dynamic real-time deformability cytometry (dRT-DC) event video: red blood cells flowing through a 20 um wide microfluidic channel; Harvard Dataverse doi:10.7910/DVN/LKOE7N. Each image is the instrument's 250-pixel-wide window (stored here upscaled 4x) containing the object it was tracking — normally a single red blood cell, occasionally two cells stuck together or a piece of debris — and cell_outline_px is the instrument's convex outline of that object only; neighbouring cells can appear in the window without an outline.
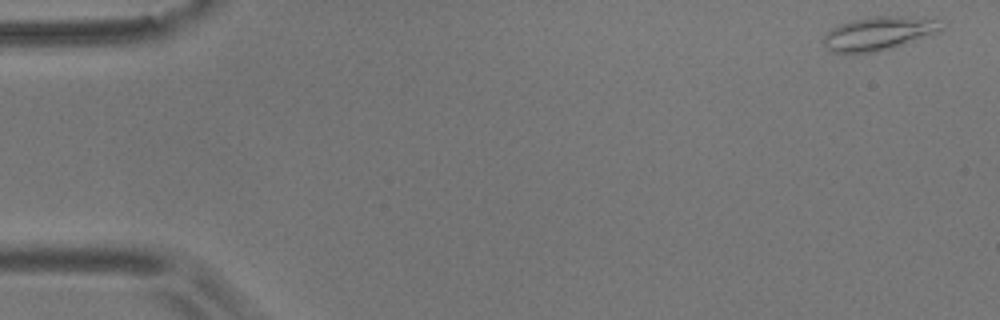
{"species": "common noctule bat (a hibernating species)", "species_latin": "Nyctalus noctula", "temperature_condition": "room temperature", "stored_images_in_passage": 52, "camera_frame_rate_fps": 3000, "um_per_image_px": 0.085, "animal": {"sex": "male", "body_mass_g": 17.9}, "frame": {"image": 1, "passage_image": 1, "time_ms": 0.0, "image_size_px": [1000, 320], "cell_outline_px": [[944, 28], [936, 32], [892, 48], [872, 52], [832, 52], [824, 44], [824, 36], [832, 28], [840, 24], [852, 20], [868, 16], [900, 16], [936, 20]], "centroid_in_image_um": [74.64, 2.83], "position_along_channel_um": 10.4, "area_um2": 22.37}}
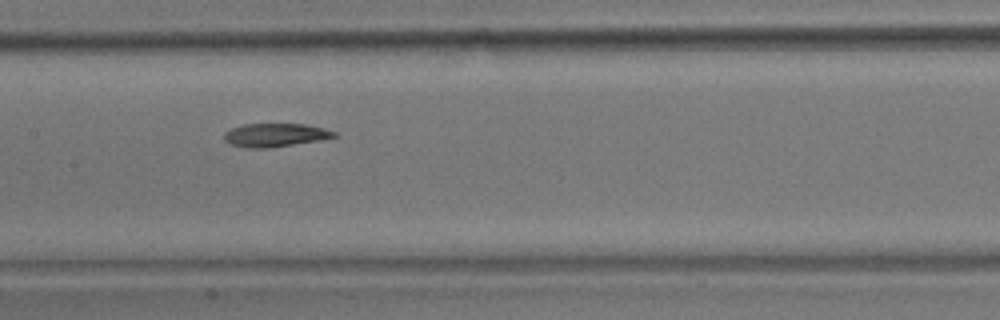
{"frame": {"image": 2, "passage_image": 26, "time_ms": 8.333, "image_size_px": [1000, 320], "cell_outline_px": [[340, 136], [268, 148], [244, 148], [228, 144], [224, 140], [224, 132], [232, 128], [244, 124], [304, 124], [324, 128], [336, 132]], "centroid_in_image_um": [23.35, 11.48], "position_along_channel_um": 184.1, "area_um2": 14.97}}
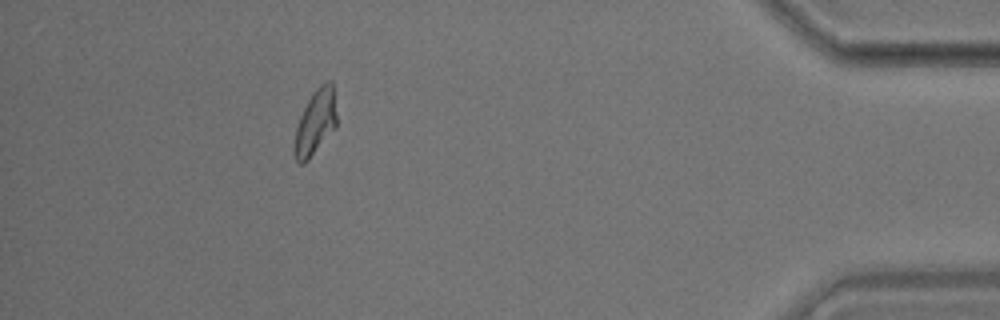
{"frame": {"image": 3, "passage_image": 49, "time_ms": 16.0, "image_size_px": [1000, 320], "cell_outline_px": [[336, 128], [308, 160], [304, 164], [300, 164], [296, 160], [292, 152], [296, 128], [300, 116], [312, 92], [324, 80], [332, 80], [336, 116]], "centroid_in_image_um": [26.79, 10.41], "position_along_channel_um": 408.4, "area_um2": 16.24}}